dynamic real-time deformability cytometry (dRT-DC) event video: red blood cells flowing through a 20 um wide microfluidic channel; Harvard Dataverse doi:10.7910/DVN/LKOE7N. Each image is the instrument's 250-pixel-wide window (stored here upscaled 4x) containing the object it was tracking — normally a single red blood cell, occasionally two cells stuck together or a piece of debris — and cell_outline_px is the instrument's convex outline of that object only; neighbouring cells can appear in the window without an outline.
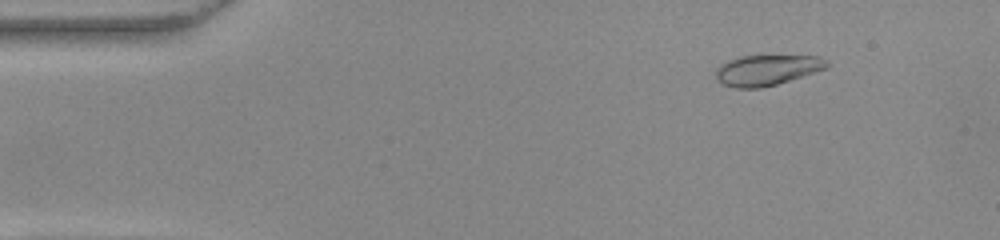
{"species": "common noctule bat (a hibernating species)", "species_latin": "Nyctalus noctula", "temperature_condition": "warm", "stored_images_in_passage": 52, "camera_frame_rate_fps": 3000, "um_per_image_px": 0.085, "animal": {"sex": "female", "body_mass_g": 22.0, "forearm_length_mm": 56.7}, "frame": {"image": 1, "passage_image": 6, "time_ms": 1.667, "image_size_px": [1000, 240], "cell_outline_px": [[828, 68], [776, 84], [760, 88], [736, 88], [720, 84], [716, 80], [716, 68], [720, 64], [728, 60], [740, 56], [820, 56], [828, 60]], "centroid_in_image_um": [65.16, 5.96], "position_along_channel_um": 19.8, "area_um2": 19.83}}
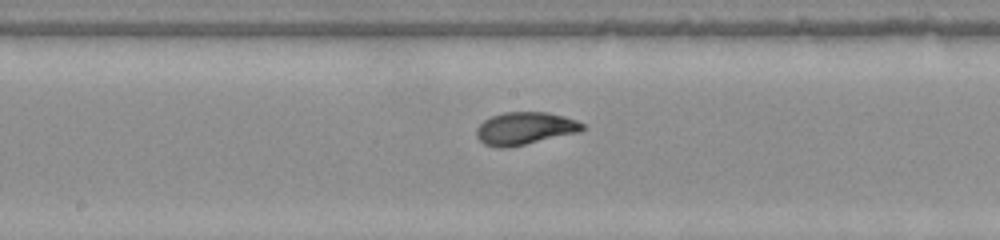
{"frame": {"image": 2, "passage_image": 27, "time_ms": 8.667, "image_size_px": [1000, 240], "cell_outline_px": [[588, 128], [580, 132], [508, 148], [496, 148], [484, 144], [476, 136], [476, 128], [484, 120], [492, 116], [504, 112], [548, 112], [564, 116], [576, 120], [584, 124]], "centroid_in_image_um": [44.63, 10.92], "position_along_channel_um": 203.6, "area_um2": 20.35}}
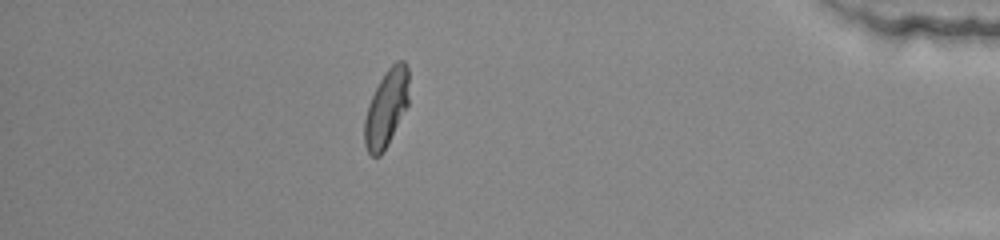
{"frame": {"image": 3, "passage_image": 46, "time_ms": 15.0, "image_size_px": [1000, 240], "cell_outline_px": [[408, 104], [388, 144], [380, 156], [372, 156], [368, 152], [364, 144], [364, 120], [368, 104], [380, 80], [388, 68], [396, 60], [404, 60], [408, 68]], "centroid_in_image_um": [32.83, 9.19], "position_along_channel_um": 402.4, "area_um2": 19.83}, "authors_computed_cell_mechanics": {"area_um2": 19.8543, "velocity_mm_per_s": 3.8586, "shape_relaxation_time_tau1_ms": 3.7689, "shape_relaxation_time_tau2_ms": null, "deformation_change_tau1": 0.1785, "deformation_change_tau2": null}}